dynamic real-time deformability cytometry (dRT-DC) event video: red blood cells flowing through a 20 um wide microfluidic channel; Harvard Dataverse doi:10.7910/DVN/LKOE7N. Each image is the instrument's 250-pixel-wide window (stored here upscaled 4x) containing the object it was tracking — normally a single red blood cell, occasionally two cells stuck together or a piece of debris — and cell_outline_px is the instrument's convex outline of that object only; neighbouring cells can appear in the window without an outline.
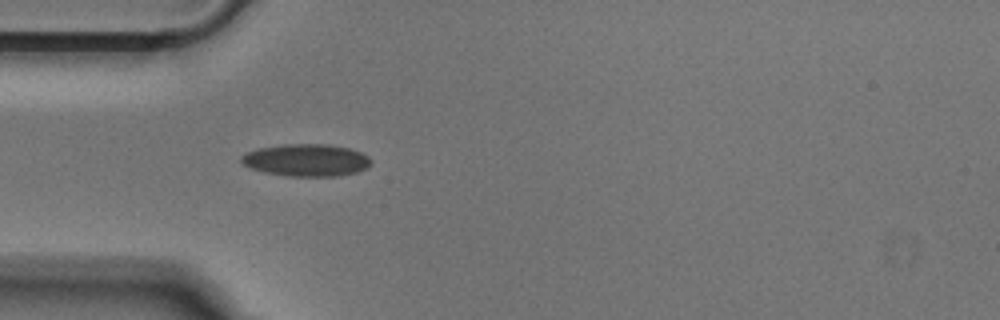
{"species": "Egyptian fruit bat (a non-hibernating species)", "species_latin": "Rousettus aegyptiacus", "temperature_condition": "cold", "stored_images_in_passage": 38, "camera_frame_rate_fps": 3000, "um_per_image_px": 0.085, "animal": {"sex": "male"}, "frame": {"image": 1, "passage_image": 1, "time_ms": 0.0, "image_size_px": [1000, 320], "cell_outline_px": [[372, 164], [356, 172], [336, 176], [288, 176], [264, 172], [252, 168], [244, 164], [240, 160], [240, 156], [248, 152], [260, 148], [288, 144], [324, 144], [348, 148], [360, 152], [368, 156], [372, 160]], "centroid_in_image_um": [26.05, 13.61], "position_along_channel_um": 59.0, "area_um2": 24.1}}
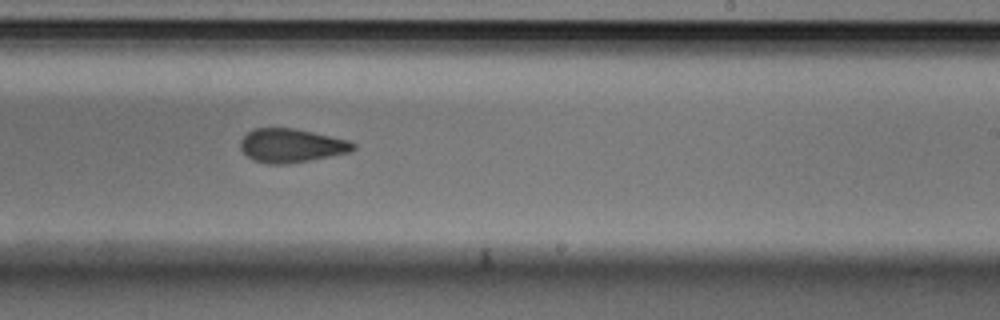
{"frame": {"image": 2, "passage_image": 17, "time_ms": 5.333, "image_size_px": [1000, 320], "cell_outline_px": [[356, 148], [352, 152], [288, 164], [268, 164], [252, 160], [240, 148], [240, 140], [248, 132], [256, 128], [292, 128], [312, 132], [348, 140], [356, 144]], "centroid_in_image_um": [24.77, 12.38], "position_along_channel_um": 264.2, "area_um2": 22.14}}
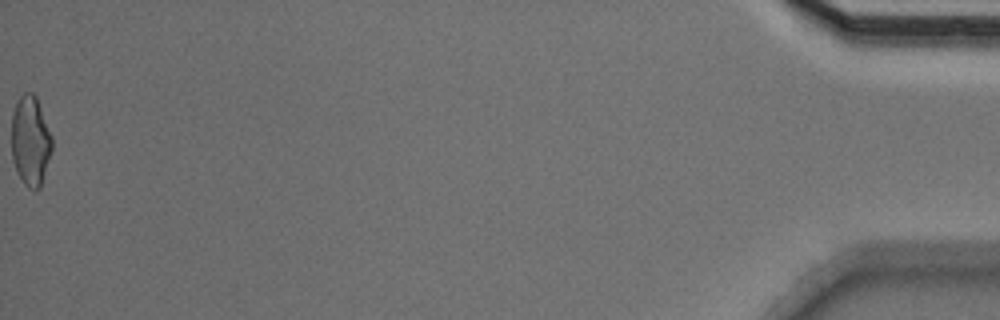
{"frame": {"image": 3, "passage_image": 38, "time_ms": 12.333, "image_size_px": [1000, 320], "cell_outline_px": [[52, 148], [40, 188], [36, 192], [28, 188], [24, 184], [16, 172], [12, 160], [12, 112], [20, 96], [24, 92], [32, 92], [36, 96], [52, 136]], "centroid_in_image_um": [2.58, 12.0], "position_along_channel_um": 432.6, "area_um2": 21.33}}